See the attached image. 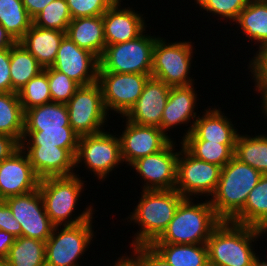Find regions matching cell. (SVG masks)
<instances>
[{"mask_svg":"<svg viewBox=\"0 0 267 266\" xmlns=\"http://www.w3.org/2000/svg\"><path fill=\"white\" fill-rule=\"evenodd\" d=\"M265 234L267 228L221 221L206 243L208 261L215 266H252L257 255L254 243Z\"/></svg>","mask_w":267,"mask_h":266,"instance_id":"obj_1","label":"cell"},{"mask_svg":"<svg viewBox=\"0 0 267 266\" xmlns=\"http://www.w3.org/2000/svg\"><path fill=\"white\" fill-rule=\"evenodd\" d=\"M138 204L125 220L140 226L130 247L151 245L168 227L184 197L175 189L142 190Z\"/></svg>","mask_w":267,"mask_h":266,"instance_id":"obj_2","label":"cell"},{"mask_svg":"<svg viewBox=\"0 0 267 266\" xmlns=\"http://www.w3.org/2000/svg\"><path fill=\"white\" fill-rule=\"evenodd\" d=\"M84 183L85 181L79 177L77 171L71 176L40 179L38 189L45 211L55 226L77 225L94 216L96 210H94L93 204L88 205L83 212L78 213L79 215L74 214L77 210L76 206L81 200L80 194L85 189L86 184Z\"/></svg>","mask_w":267,"mask_h":266,"instance_id":"obj_3","label":"cell"},{"mask_svg":"<svg viewBox=\"0 0 267 266\" xmlns=\"http://www.w3.org/2000/svg\"><path fill=\"white\" fill-rule=\"evenodd\" d=\"M184 198L178 205L166 230L152 244H206L214 228L221 222L209 199L199 203Z\"/></svg>","mask_w":267,"mask_h":266,"instance_id":"obj_4","label":"cell"},{"mask_svg":"<svg viewBox=\"0 0 267 266\" xmlns=\"http://www.w3.org/2000/svg\"><path fill=\"white\" fill-rule=\"evenodd\" d=\"M262 173L233 157L221 168L217 187L209 198L216 216L231 221L244 207L249 192L257 185Z\"/></svg>","mask_w":267,"mask_h":266,"instance_id":"obj_5","label":"cell"},{"mask_svg":"<svg viewBox=\"0 0 267 266\" xmlns=\"http://www.w3.org/2000/svg\"><path fill=\"white\" fill-rule=\"evenodd\" d=\"M193 44L189 40L167 43L164 37L159 36L153 47L151 76L170 87L195 84L190 75L193 53L196 51Z\"/></svg>","mask_w":267,"mask_h":266,"instance_id":"obj_6","label":"cell"},{"mask_svg":"<svg viewBox=\"0 0 267 266\" xmlns=\"http://www.w3.org/2000/svg\"><path fill=\"white\" fill-rule=\"evenodd\" d=\"M146 32L145 30L133 40L107 45L99 59L98 71L151 76L153 47L158 35L152 36L149 33L145 34Z\"/></svg>","mask_w":267,"mask_h":266,"instance_id":"obj_7","label":"cell"},{"mask_svg":"<svg viewBox=\"0 0 267 266\" xmlns=\"http://www.w3.org/2000/svg\"><path fill=\"white\" fill-rule=\"evenodd\" d=\"M92 220L93 217L77 225L55 226L45 242L46 266H83L79 261L96 238Z\"/></svg>","mask_w":267,"mask_h":266,"instance_id":"obj_8","label":"cell"},{"mask_svg":"<svg viewBox=\"0 0 267 266\" xmlns=\"http://www.w3.org/2000/svg\"><path fill=\"white\" fill-rule=\"evenodd\" d=\"M123 163L118 134L114 135L104 130L79 137L75 168L85 165L86 170L91 174L93 172V176L103 182L115 167L119 168Z\"/></svg>","mask_w":267,"mask_h":266,"instance_id":"obj_9","label":"cell"},{"mask_svg":"<svg viewBox=\"0 0 267 266\" xmlns=\"http://www.w3.org/2000/svg\"><path fill=\"white\" fill-rule=\"evenodd\" d=\"M66 106L70 126L79 137L105 130L104 125L108 122L110 114L106 111L102 90L97 82L81 86Z\"/></svg>","mask_w":267,"mask_h":266,"instance_id":"obj_10","label":"cell"},{"mask_svg":"<svg viewBox=\"0 0 267 266\" xmlns=\"http://www.w3.org/2000/svg\"><path fill=\"white\" fill-rule=\"evenodd\" d=\"M180 144L175 190L184 198L209 199L219 182L221 167L195 158Z\"/></svg>","mask_w":267,"mask_h":266,"instance_id":"obj_11","label":"cell"},{"mask_svg":"<svg viewBox=\"0 0 267 266\" xmlns=\"http://www.w3.org/2000/svg\"><path fill=\"white\" fill-rule=\"evenodd\" d=\"M149 77L148 74L98 71L97 83L108 114L125 116L139 99Z\"/></svg>","mask_w":267,"mask_h":266,"instance_id":"obj_12","label":"cell"},{"mask_svg":"<svg viewBox=\"0 0 267 266\" xmlns=\"http://www.w3.org/2000/svg\"><path fill=\"white\" fill-rule=\"evenodd\" d=\"M176 141L171 140L162 150L141 157L130 167L141 177L142 190H172L176 187L177 159ZM177 149V150H176ZM176 151V152H175Z\"/></svg>","mask_w":267,"mask_h":266,"instance_id":"obj_13","label":"cell"},{"mask_svg":"<svg viewBox=\"0 0 267 266\" xmlns=\"http://www.w3.org/2000/svg\"><path fill=\"white\" fill-rule=\"evenodd\" d=\"M13 217L21 224L22 236L46 242L55 225L44 207L39 189L4 199Z\"/></svg>","mask_w":267,"mask_h":266,"instance_id":"obj_14","label":"cell"},{"mask_svg":"<svg viewBox=\"0 0 267 266\" xmlns=\"http://www.w3.org/2000/svg\"><path fill=\"white\" fill-rule=\"evenodd\" d=\"M125 121L121 135L118 134L123 162L130 166L137 159L162 150L171 139L158 127L142 126Z\"/></svg>","mask_w":267,"mask_h":266,"instance_id":"obj_15","label":"cell"},{"mask_svg":"<svg viewBox=\"0 0 267 266\" xmlns=\"http://www.w3.org/2000/svg\"><path fill=\"white\" fill-rule=\"evenodd\" d=\"M51 67L64 73L80 86H88L97 82L99 59L88 50L78 47L66 35Z\"/></svg>","mask_w":267,"mask_h":266,"instance_id":"obj_16","label":"cell"},{"mask_svg":"<svg viewBox=\"0 0 267 266\" xmlns=\"http://www.w3.org/2000/svg\"><path fill=\"white\" fill-rule=\"evenodd\" d=\"M198 94L194 84L190 86L171 87L169 97L162 114L161 130L171 139L173 136L168 135L170 129L179 128V126H189L185 128V133L180 137L182 140L192 131L194 123L199 117V113L194 112L198 107ZM192 120V122H191ZM188 123H190L188 125ZM179 125V126H178ZM177 126V127H176ZM168 131V132H167ZM187 131V132H186Z\"/></svg>","mask_w":267,"mask_h":266,"instance_id":"obj_17","label":"cell"},{"mask_svg":"<svg viewBox=\"0 0 267 266\" xmlns=\"http://www.w3.org/2000/svg\"><path fill=\"white\" fill-rule=\"evenodd\" d=\"M39 181L27 154L20 148L0 163V200L30 193L38 189Z\"/></svg>","mask_w":267,"mask_h":266,"instance_id":"obj_18","label":"cell"},{"mask_svg":"<svg viewBox=\"0 0 267 266\" xmlns=\"http://www.w3.org/2000/svg\"><path fill=\"white\" fill-rule=\"evenodd\" d=\"M122 1L116 0L102 15L106 46L133 40L148 27L144 14L130 6L122 7Z\"/></svg>","mask_w":267,"mask_h":266,"instance_id":"obj_19","label":"cell"},{"mask_svg":"<svg viewBox=\"0 0 267 266\" xmlns=\"http://www.w3.org/2000/svg\"><path fill=\"white\" fill-rule=\"evenodd\" d=\"M170 89L163 81L150 76L139 99L124 117L137 125L161 129L162 114Z\"/></svg>","mask_w":267,"mask_h":266,"instance_id":"obj_20","label":"cell"},{"mask_svg":"<svg viewBox=\"0 0 267 266\" xmlns=\"http://www.w3.org/2000/svg\"><path fill=\"white\" fill-rule=\"evenodd\" d=\"M21 149L27 154L34 172L40 179L75 174L78 148L21 146Z\"/></svg>","mask_w":267,"mask_h":266,"instance_id":"obj_21","label":"cell"},{"mask_svg":"<svg viewBox=\"0 0 267 266\" xmlns=\"http://www.w3.org/2000/svg\"><path fill=\"white\" fill-rule=\"evenodd\" d=\"M205 109L197 118L192 131L183 140H206L221 144H235L240 132L235 123L218 107Z\"/></svg>","mask_w":267,"mask_h":266,"instance_id":"obj_22","label":"cell"},{"mask_svg":"<svg viewBox=\"0 0 267 266\" xmlns=\"http://www.w3.org/2000/svg\"><path fill=\"white\" fill-rule=\"evenodd\" d=\"M66 35L78 47L88 50L98 59L105 50L106 42L102 15L72 19L68 25Z\"/></svg>","mask_w":267,"mask_h":266,"instance_id":"obj_23","label":"cell"},{"mask_svg":"<svg viewBox=\"0 0 267 266\" xmlns=\"http://www.w3.org/2000/svg\"><path fill=\"white\" fill-rule=\"evenodd\" d=\"M65 36L66 32L44 29L32 23L19 42L46 68L53 65L58 48Z\"/></svg>","mask_w":267,"mask_h":266,"instance_id":"obj_24","label":"cell"},{"mask_svg":"<svg viewBox=\"0 0 267 266\" xmlns=\"http://www.w3.org/2000/svg\"><path fill=\"white\" fill-rule=\"evenodd\" d=\"M238 25L248 42L257 49L267 47V0H249L233 24Z\"/></svg>","mask_w":267,"mask_h":266,"instance_id":"obj_25","label":"cell"},{"mask_svg":"<svg viewBox=\"0 0 267 266\" xmlns=\"http://www.w3.org/2000/svg\"><path fill=\"white\" fill-rule=\"evenodd\" d=\"M70 126L65 103L51 102L24 111V130H64Z\"/></svg>","mask_w":267,"mask_h":266,"instance_id":"obj_26","label":"cell"},{"mask_svg":"<svg viewBox=\"0 0 267 266\" xmlns=\"http://www.w3.org/2000/svg\"><path fill=\"white\" fill-rule=\"evenodd\" d=\"M255 228H267V175L249 192L242 210L231 220Z\"/></svg>","mask_w":267,"mask_h":266,"instance_id":"obj_27","label":"cell"},{"mask_svg":"<svg viewBox=\"0 0 267 266\" xmlns=\"http://www.w3.org/2000/svg\"><path fill=\"white\" fill-rule=\"evenodd\" d=\"M44 70L37 59L20 43L10 48V77L12 92H18L33 77Z\"/></svg>","mask_w":267,"mask_h":266,"instance_id":"obj_28","label":"cell"},{"mask_svg":"<svg viewBox=\"0 0 267 266\" xmlns=\"http://www.w3.org/2000/svg\"><path fill=\"white\" fill-rule=\"evenodd\" d=\"M234 157L267 175V134H238Z\"/></svg>","mask_w":267,"mask_h":266,"instance_id":"obj_29","label":"cell"},{"mask_svg":"<svg viewBox=\"0 0 267 266\" xmlns=\"http://www.w3.org/2000/svg\"><path fill=\"white\" fill-rule=\"evenodd\" d=\"M171 266H203L208 262L206 244H151Z\"/></svg>","mask_w":267,"mask_h":266,"instance_id":"obj_30","label":"cell"},{"mask_svg":"<svg viewBox=\"0 0 267 266\" xmlns=\"http://www.w3.org/2000/svg\"><path fill=\"white\" fill-rule=\"evenodd\" d=\"M23 132L24 111L18 93H0V134L11 136L21 144Z\"/></svg>","mask_w":267,"mask_h":266,"instance_id":"obj_31","label":"cell"},{"mask_svg":"<svg viewBox=\"0 0 267 266\" xmlns=\"http://www.w3.org/2000/svg\"><path fill=\"white\" fill-rule=\"evenodd\" d=\"M9 266H46L44 241L17 237L6 257Z\"/></svg>","mask_w":267,"mask_h":266,"instance_id":"obj_32","label":"cell"},{"mask_svg":"<svg viewBox=\"0 0 267 266\" xmlns=\"http://www.w3.org/2000/svg\"><path fill=\"white\" fill-rule=\"evenodd\" d=\"M32 23L22 0H0V24L16 42L24 37Z\"/></svg>","mask_w":267,"mask_h":266,"instance_id":"obj_33","label":"cell"},{"mask_svg":"<svg viewBox=\"0 0 267 266\" xmlns=\"http://www.w3.org/2000/svg\"><path fill=\"white\" fill-rule=\"evenodd\" d=\"M78 140L71 126H64V130H24L21 146L78 148Z\"/></svg>","mask_w":267,"mask_h":266,"instance_id":"obj_34","label":"cell"},{"mask_svg":"<svg viewBox=\"0 0 267 266\" xmlns=\"http://www.w3.org/2000/svg\"><path fill=\"white\" fill-rule=\"evenodd\" d=\"M182 146L195 158L224 167L233 157L235 144H221L206 140H181Z\"/></svg>","mask_w":267,"mask_h":266,"instance_id":"obj_35","label":"cell"},{"mask_svg":"<svg viewBox=\"0 0 267 266\" xmlns=\"http://www.w3.org/2000/svg\"><path fill=\"white\" fill-rule=\"evenodd\" d=\"M71 20L66 0H53L33 18V24L44 29L66 32Z\"/></svg>","mask_w":267,"mask_h":266,"instance_id":"obj_36","label":"cell"},{"mask_svg":"<svg viewBox=\"0 0 267 266\" xmlns=\"http://www.w3.org/2000/svg\"><path fill=\"white\" fill-rule=\"evenodd\" d=\"M23 111L52 102L47 74L42 71L18 92Z\"/></svg>","mask_w":267,"mask_h":266,"instance_id":"obj_37","label":"cell"},{"mask_svg":"<svg viewBox=\"0 0 267 266\" xmlns=\"http://www.w3.org/2000/svg\"><path fill=\"white\" fill-rule=\"evenodd\" d=\"M43 71L48 77L52 102L66 104L74 95V93L81 87L67 75L51 66L44 68Z\"/></svg>","mask_w":267,"mask_h":266,"instance_id":"obj_38","label":"cell"},{"mask_svg":"<svg viewBox=\"0 0 267 266\" xmlns=\"http://www.w3.org/2000/svg\"><path fill=\"white\" fill-rule=\"evenodd\" d=\"M249 0H208L204 11L210 13V16L217 15L218 20H228L233 22L237 19L239 13L246 7Z\"/></svg>","mask_w":267,"mask_h":266,"instance_id":"obj_39","label":"cell"},{"mask_svg":"<svg viewBox=\"0 0 267 266\" xmlns=\"http://www.w3.org/2000/svg\"><path fill=\"white\" fill-rule=\"evenodd\" d=\"M116 0H66L72 19L103 15Z\"/></svg>","mask_w":267,"mask_h":266,"instance_id":"obj_40","label":"cell"},{"mask_svg":"<svg viewBox=\"0 0 267 266\" xmlns=\"http://www.w3.org/2000/svg\"><path fill=\"white\" fill-rule=\"evenodd\" d=\"M254 56L249 60L248 72H251L254 91H267V47L254 52Z\"/></svg>","mask_w":267,"mask_h":266,"instance_id":"obj_41","label":"cell"},{"mask_svg":"<svg viewBox=\"0 0 267 266\" xmlns=\"http://www.w3.org/2000/svg\"><path fill=\"white\" fill-rule=\"evenodd\" d=\"M131 251L129 253L133 254L141 266H171L151 245L135 246Z\"/></svg>","mask_w":267,"mask_h":266,"instance_id":"obj_42","label":"cell"},{"mask_svg":"<svg viewBox=\"0 0 267 266\" xmlns=\"http://www.w3.org/2000/svg\"><path fill=\"white\" fill-rule=\"evenodd\" d=\"M0 230L9 232L15 238L22 236L21 224L13 217L11 209L4 200H0Z\"/></svg>","mask_w":267,"mask_h":266,"instance_id":"obj_43","label":"cell"},{"mask_svg":"<svg viewBox=\"0 0 267 266\" xmlns=\"http://www.w3.org/2000/svg\"><path fill=\"white\" fill-rule=\"evenodd\" d=\"M12 92L10 77V48L0 50V93Z\"/></svg>","mask_w":267,"mask_h":266,"instance_id":"obj_44","label":"cell"},{"mask_svg":"<svg viewBox=\"0 0 267 266\" xmlns=\"http://www.w3.org/2000/svg\"><path fill=\"white\" fill-rule=\"evenodd\" d=\"M21 148V144L13 137L0 134V163L10 158Z\"/></svg>","mask_w":267,"mask_h":266,"instance_id":"obj_45","label":"cell"},{"mask_svg":"<svg viewBox=\"0 0 267 266\" xmlns=\"http://www.w3.org/2000/svg\"><path fill=\"white\" fill-rule=\"evenodd\" d=\"M52 1L53 0H22L28 15L32 19Z\"/></svg>","mask_w":267,"mask_h":266,"instance_id":"obj_46","label":"cell"},{"mask_svg":"<svg viewBox=\"0 0 267 266\" xmlns=\"http://www.w3.org/2000/svg\"><path fill=\"white\" fill-rule=\"evenodd\" d=\"M15 237L9 232L0 230V258H6L10 248L15 242Z\"/></svg>","mask_w":267,"mask_h":266,"instance_id":"obj_47","label":"cell"},{"mask_svg":"<svg viewBox=\"0 0 267 266\" xmlns=\"http://www.w3.org/2000/svg\"><path fill=\"white\" fill-rule=\"evenodd\" d=\"M110 266H141L139 261L132 255H127V253L118 257V259L113 262V265Z\"/></svg>","mask_w":267,"mask_h":266,"instance_id":"obj_48","label":"cell"},{"mask_svg":"<svg viewBox=\"0 0 267 266\" xmlns=\"http://www.w3.org/2000/svg\"><path fill=\"white\" fill-rule=\"evenodd\" d=\"M15 43L16 41L6 31V29L0 24V50L11 48Z\"/></svg>","mask_w":267,"mask_h":266,"instance_id":"obj_49","label":"cell"},{"mask_svg":"<svg viewBox=\"0 0 267 266\" xmlns=\"http://www.w3.org/2000/svg\"><path fill=\"white\" fill-rule=\"evenodd\" d=\"M257 94H260V102H261V107L260 110L262 111V115L264 114L263 117H267V91H262V92H256Z\"/></svg>","mask_w":267,"mask_h":266,"instance_id":"obj_50","label":"cell"},{"mask_svg":"<svg viewBox=\"0 0 267 266\" xmlns=\"http://www.w3.org/2000/svg\"><path fill=\"white\" fill-rule=\"evenodd\" d=\"M265 259L267 258H264V260H262V258L256 255L255 258L253 259L252 266H267V260Z\"/></svg>","mask_w":267,"mask_h":266,"instance_id":"obj_51","label":"cell"},{"mask_svg":"<svg viewBox=\"0 0 267 266\" xmlns=\"http://www.w3.org/2000/svg\"><path fill=\"white\" fill-rule=\"evenodd\" d=\"M194 1L196 2L195 4L196 5L198 4V6L200 7L199 10H202L208 2V0H194Z\"/></svg>","mask_w":267,"mask_h":266,"instance_id":"obj_52","label":"cell"},{"mask_svg":"<svg viewBox=\"0 0 267 266\" xmlns=\"http://www.w3.org/2000/svg\"><path fill=\"white\" fill-rule=\"evenodd\" d=\"M0 266H9L6 258H0Z\"/></svg>","mask_w":267,"mask_h":266,"instance_id":"obj_53","label":"cell"},{"mask_svg":"<svg viewBox=\"0 0 267 266\" xmlns=\"http://www.w3.org/2000/svg\"><path fill=\"white\" fill-rule=\"evenodd\" d=\"M203 266H215V265H213V264H211L209 261L205 264V265H203Z\"/></svg>","mask_w":267,"mask_h":266,"instance_id":"obj_54","label":"cell"}]
</instances>
